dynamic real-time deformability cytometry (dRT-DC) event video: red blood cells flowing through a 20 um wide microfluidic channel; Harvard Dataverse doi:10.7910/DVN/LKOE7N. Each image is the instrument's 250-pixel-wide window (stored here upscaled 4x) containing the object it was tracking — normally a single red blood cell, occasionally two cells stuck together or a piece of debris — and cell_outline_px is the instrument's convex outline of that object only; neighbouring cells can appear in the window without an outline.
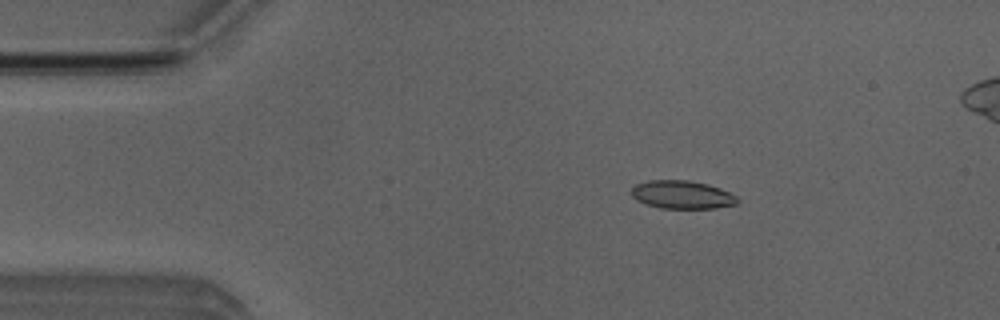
{"species": "Egyptian fruit bat (a non-hibernating species)", "species_latin": "Rousettus aegyptiacus", "temperature_condition": "room temperature", "stored_images_in_passage": 52, "camera_frame_rate_fps": 3000, "um_per_image_px": 0.085, "animal": {"sex": "male"}, "frame": {"image": 1, "passage_image": 8, "time_ms": 2.333, "image_size_px": [1000, 320], "cell_outline_px": [[740, 200], [736, 204], [716, 208], [660, 208], [636, 200], [632, 196], [632, 188], [636, 184], [648, 180], [688, 180], [708, 184], [720, 188], [736, 196]], "centroid_in_image_um": [57.99, 16.54], "position_along_channel_um": 27.0, "area_um2": 17.34}}
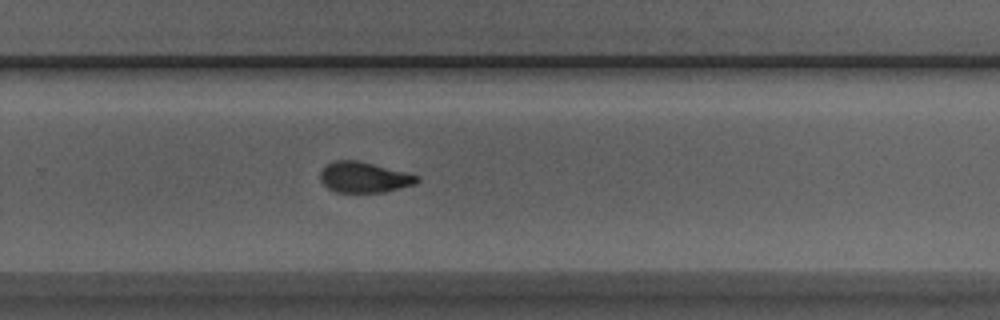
{"frame": {"image": 2, "passage_image": 33, "time_ms": 10.667, "image_size_px": [1000, 320], "cell_outline_px": [[420, 180], [416, 184], [384, 192], [336, 192], [328, 188], [320, 180], [320, 172], [332, 160], [360, 160], [420, 176]], "centroid_in_image_um": [30.96, 15.06], "position_along_channel_um": 298.8, "area_um2": 17.34}}
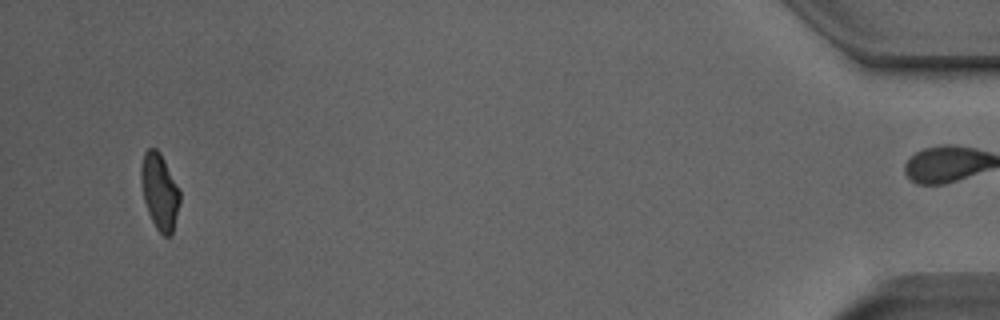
{"frame": {"image": 3, "passage_image": 49, "time_ms": 16.0, "image_size_px": [1000, 320], "cell_outline_px": [[180, 204], [172, 232], [168, 236], [164, 236], [156, 228], [148, 212], [144, 200], [140, 180], [140, 168], [144, 152], [148, 148], [156, 148], [160, 152], [180, 188]], "centroid_in_image_um": [13.57, 16.24], "position_along_channel_um": 421.6, "area_um2": 17.34}, "authors_computed_cell_mechanics": {"area_um2": 17.8024, "velocity_mm_per_s": 3.9381, "shape_relaxation_time_tau1_ms": 4.2748, "shape_relaxation_time_tau2_ms": 1.6349, "deformation_change_tau1": 0.171, "deformation_change_tau2": 0.0861}}